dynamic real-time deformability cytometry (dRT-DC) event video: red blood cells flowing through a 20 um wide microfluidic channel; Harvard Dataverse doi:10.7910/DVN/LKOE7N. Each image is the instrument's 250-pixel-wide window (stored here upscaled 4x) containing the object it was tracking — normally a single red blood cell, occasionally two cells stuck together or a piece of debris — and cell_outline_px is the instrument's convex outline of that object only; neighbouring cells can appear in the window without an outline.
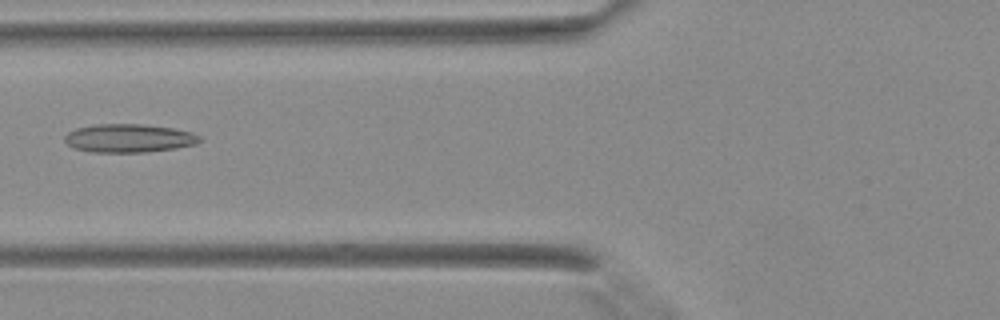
{"species": "Egyptian fruit bat (a non-hibernating species)", "species_latin": "Rousettus aegyptiacus", "temperature_condition": "warm", "stored_images_in_passage": 4, "camera_frame_rate_fps": 3000, "um_per_image_px": 0.085, "animal": {"sex": "female"}, "frame": {"image": 1, "passage_image": 4, "time_ms": 1.0, "image_size_px": [1000, 320], "cell_outline_px": [[200, 140], [196, 144], [176, 148], [144, 152], [92, 152], [72, 148], [64, 140], [64, 136], [68, 132], [76, 128], [96, 124], [140, 124], [172, 128], [192, 132], [200, 136]], "centroid_in_image_um": [10.92, 11.75], "position_along_channel_um": 114.9, "area_um2": 22.31}}